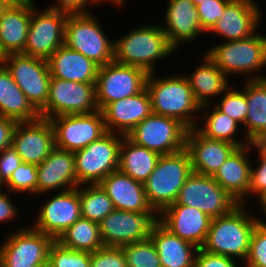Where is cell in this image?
Listing matches in <instances>:
<instances>
[{"mask_svg": "<svg viewBox=\"0 0 266 267\" xmlns=\"http://www.w3.org/2000/svg\"><path fill=\"white\" fill-rule=\"evenodd\" d=\"M239 204L230 213L212 218L206 240L201 249L245 262L252 232L262 217L256 218ZM241 259V260H239Z\"/></svg>", "mask_w": 266, "mask_h": 267, "instance_id": "obj_1", "label": "cell"}, {"mask_svg": "<svg viewBox=\"0 0 266 267\" xmlns=\"http://www.w3.org/2000/svg\"><path fill=\"white\" fill-rule=\"evenodd\" d=\"M146 89L154 114L177 119L188 129L201 126L196 123L201 106L194 99L192 89L184 75L159 78L157 73H150L147 77Z\"/></svg>", "mask_w": 266, "mask_h": 267, "instance_id": "obj_2", "label": "cell"}, {"mask_svg": "<svg viewBox=\"0 0 266 267\" xmlns=\"http://www.w3.org/2000/svg\"><path fill=\"white\" fill-rule=\"evenodd\" d=\"M174 51L161 24L142 25L114 40V61L141 68L148 74L155 73L157 60Z\"/></svg>", "mask_w": 266, "mask_h": 267, "instance_id": "obj_3", "label": "cell"}, {"mask_svg": "<svg viewBox=\"0 0 266 267\" xmlns=\"http://www.w3.org/2000/svg\"><path fill=\"white\" fill-rule=\"evenodd\" d=\"M224 42L205 53L228 78L245 74L247 81L266 79L258 74L266 67V35L257 31L249 38Z\"/></svg>", "mask_w": 266, "mask_h": 267, "instance_id": "obj_4", "label": "cell"}, {"mask_svg": "<svg viewBox=\"0 0 266 267\" xmlns=\"http://www.w3.org/2000/svg\"><path fill=\"white\" fill-rule=\"evenodd\" d=\"M192 172L190 156L185 148L162 155L154 171L143 183L150 206L161 213L175 203L180 189Z\"/></svg>", "mask_w": 266, "mask_h": 267, "instance_id": "obj_5", "label": "cell"}, {"mask_svg": "<svg viewBox=\"0 0 266 267\" xmlns=\"http://www.w3.org/2000/svg\"><path fill=\"white\" fill-rule=\"evenodd\" d=\"M92 13L68 14L64 45L80 52L99 66L114 61V41L105 35L100 22Z\"/></svg>", "mask_w": 266, "mask_h": 267, "instance_id": "obj_6", "label": "cell"}, {"mask_svg": "<svg viewBox=\"0 0 266 267\" xmlns=\"http://www.w3.org/2000/svg\"><path fill=\"white\" fill-rule=\"evenodd\" d=\"M159 224L160 212L152 207L143 212L114 209L98 223L102 243L107 247L149 239Z\"/></svg>", "mask_w": 266, "mask_h": 267, "instance_id": "obj_7", "label": "cell"}, {"mask_svg": "<svg viewBox=\"0 0 266 267\" xmlns=\"http://www.w3.org/2000/svg\"><path fill=\"white\" fill-rule=\"evenodd\" d=\"M122 134L107 132L99 140L73 152L77 184H99L105 177L118 170L119 148Z\"/></svg>", "mask_w": 266, "mask_h": 267, "instance_id": "obj_8", "label": "cell"}, {"mask_svg": "<svg viewBox=\"0 0 266 267\" xmlns=\"http://www.w3.org/2000/svg\"><path fill=\"white\" fill-rule=\"evenodd\" d=\"M32 0V15L22 54L47 60L64 45L65 23L69 13L47 6L38 12Z\"/></svg>", "mask_w": 266, "mask_h": 267, "instance_id": "obj_9", "label": "cell"}, {"mask_svg": "<svg viewBox=\"0 0 266 267\" xmlns=\"http://www.w3.org/2000/svg\"><path fill=\"white\" fill-rule=\"evenodd\" d=\"M188 130L177 119L152 113L126 136L135 144L162 156L183 150Z\"/></svg>", "mask_w": 266, "mask_h": 267, "instance_id": "obj_10", "label": "cell"}, {"mask_svg": "<svg viewBox=\"0 0 266 267\" xmlns=\"http://www.w3.org/2000/svg\"><path fill=\"white\" fill-rule=\"evenodd\" d=\"M95 84L51 77L47 103L39 111L40 117L50 119L55 116L97 111Z\"/></svg>", "mask_w": 266, "mask_h": 267, "instance_id": "obj_11", "label": "cell"}, {"mask_svg": "<svg viewBox=\"0 0 266 267\" xmlns=\"http://www.w3.org/2000/svg\"><path fill=\"white\" fill-rule=\"evenodd\" d=\"M148 73L138 67L112 61L99 66L96 80L98 110L109 103L133 96L146 88Z\"/></svg>", "mask_w": 266, "mask_h": 267, "instance_id": "obj_12", "label": "cell"}, {"mask_svg": "<svg viewBox=\"0 0 266 267\" xmlns=\"http://www.w3.org/2000/svg\"><path fill=\"white\" fill-rule=\"evenodd\" d=\"M173 204L195 207L211 218L230 213L240 203L225 191L212 176L192 172Z\"/></svg>", "mask_w": 266, "mask_h": 267, "instance_id": "obj_13", "label": "cell"}, {"mask_svg": "<svg viewBox=\"0 0 266 267\" xmlns=\"http://www.w3.org/2000/svg\"><path fill=\"white\" fill-rule=\"evenodd\" d=\"M55 138V147L75 152L99 140L107 133L101 110L88 114H69L49 119Z\"/></svg>", "mask_w": 266, "mask_h": 267, "instance_id": "obj_14", "label": "cell"}, {"mask_svg": "<svg viewBox=\"0 0 266 267\" xmlns=\"http://www.w3.org/2000/svg\"><path fill=\"white\" fill-rule=\"evenodd\" d=\"M17 230L0 245V267H37L46 262L54 239L31 226Z\"/></svg>", "mask_w": 266, "mask_h": 267, "instance_id": "obj_15", "label": "cell"}, {"mask_svg": "<svg viewBox=\"0 0 266 267\" xmlns=\"http://www.w3.org/2000/svg\"><path fill=\"white\" fill-rule=\"evenodd\" d=\"M3 65L39 112L46 105L49 93L51 75L47 60L22 53L9 54Z\"/></svg>", "mask_w": 266, "mask_h": 267, "instance_id": "obj_16", "label": "cell"}, {"mask_svg": "<svg viewBox=\"0 0 266 267\" xmlns=\"http://www.w3.org/2000/svg\"><path fill=\"white\" fill-rule=\"evenodd\" d=\"M39 210L33 228L57 240L81 217L78 187L57 192Z\"/></svg>", "mask_w": 266, "mask_h": 267, "instance_id": "obj_17", "label": "cell"}, {"mask_svg": "<svg viewBox=\"0 0 266 267\" xmlns=\"http://www.w3.org/2000/svg\"><path fill=\"white\" fill-rule=\"evenodd\" d=\"M12 147L22 162L39 165L55 148L54 129L49 119L21 122L15 127Z\"/></svg>", "mask_w": 266, "mask_h": 267, "instance_id": "obj_18", "label": "cell"}, {"mask_svg": "<svg viewBox=\"0 0 266 267\" xmlns=\"http://www.w3.org/2000/svg\"><path fill=\"white\" fill-rule=\"evenodd\" d=\"M255 0H231L225 7L223 15L207 32L236 41L249 38L258 31L261 24L262 8Z\"/></svg>", "mask_w": 266, "mask_h": 267, "instance_id": "obj_19", "label": "cell"}, {"mask_svg": "<svg viewBox=\"0 0 266 267\" xmlns=\"http://www.w3.org/2000/svg\"><path fill=\"white\" fill-rule=\"evenodd\" d=\"M212 218L203 211L181 204H172L160 213V223L172 234L201 248Z\"/></svg>", "mask_w": 266, "mask_h": 267, "instance_id": "obj_20", "label": "cell"}, {"mask_svg": "<svg viewBox=\"0 0 266 267\" xmlns=\"http://www.w3.org/2000/svg\"><path fill=\"white\" fill-rule=\"evenodd\" d=\"M74 154L54 148L48 157L37 165V195L56 189L60 192L78 187Z\"/></svg>", "mask_w": 266, "mask_h": 267, "instance_id": "obj_21", "label": "cell"}, {"mask_svg": "<svg viewBox=\"0 0 266 267\" xmlns=\"http://www.w3.org/2000/svg\"><path fill=\"white\" fill-rule=\"evenodd\" d=\"M237 148L226 141L206 138L195 128L189 129L186 135L185 149L192 171L202 175L213 176Z\"/></svg>", "mask_w": 266, "mask_h": 267, "instance_id": "obj_22", "label": "cell"}, {"mask_svg": "<svg viewBox=\"0 0 266 267\" xmlns=\"http://www.w3.org/2000/svg\"><path fill=\"white\" fill-rule=\"evenodd\" d=\"M102 113L107 132L126 136L153 113L149 93L145 88L138 94L111 102L102 110Z\"/></svg>", "mask_w": 266, "mask_h": 267, "instance_id": "obj_23", "label": "cell"}, {"mask_svg": "<svg viewBox=\"0 0 266 267\" xmlns=\"http://www.w3.org/2000/svg\"><path fill=\"white\" fill-rule=\"evenodd\" d=\"M165 10V25L161 26L174 50L180 47L181 42L195 41L196 37L204 34L196 6L191 0H169Z\"/></svg>", "mask_w": 266, "mask_h": 267, "instance_id": "obj_24", "label": "cell"}, {"mask_svg": "<svg viewBox=\"0 0 266 267\" xmlns=\"http://www.w3.org/2000/svg\"><path fill=\"white\" fill-rule=\"evenodd\" d=\"M252 148V143L237 148L212 176L240 204L249 197L251 163L248 154Z\"/></svg>", "mask_w": 266, "mask_h": 267, "instance_id": "obj_25", "label": "cell"}, {"mask_svg": "<svg viewBox=\"0 0 266 267\" xmlns=\"http://www.w3.org/2000/svg\"><path fill=\"white\" fill-rule=\"evenodd\" d=\"M112 200L114 208L130 212H143L151 208L144 185L120 170L112 172L100 183Z\"/></svg>", "mask_w": 266, "mask_h": 267, "instance_id": "obj_26", "label": "cell"}, {"mask_svg": "<svg viewBox=\"0 0 266 267\" xmlns=\"http://www.w3.org/2000/svg\"><path fill=\"white\" fill-rule=\"evenodd\" d=\"M47 63L51 77L81 83H96L99 65L65 45L59 47L47 59Z\"/></svg>", "mask_w": 266, "mask_h": 267, "instance_id": "obj_27", "label": "cell"}, {"mask_svg": "<svg viewBox=\"0 0 266 267\" xmlns=\"http://www.w3.org/2000/svg\"><path fill=\"white\" fill-rule=\"evenodd\" d=\"M201 65L195 71L184 76L192 89L194 99L200 106L211 105V99L221 96L230 87V79L204 53ZM210 100V101H209Z\"/></svg>", "mask_w": 266, "mask_h": 267, "instance_id": "obj_28", "label": "cell"}, {"mask_svg": "<svg viewBox=\"0 0 266 267\" xmlns=\"http://www.w3.org/2000/svg\"><path fill=\"white\" fill-rule=\"evenodd\" d=\"M32 15V0L8 7L0 18V41L7 55L23 53Z\"/></svg>", "mask_w": 266, "mask_h": 267, "instance_id": "obj_29", "label": "cell"}, {"mask_svg": "<svg viewBox=\"0 0 266 267\" xmlns=\"http://www.w3.org/2000/svg\"><path fill=\"white\" fill-rule=\"evenodd\" d=\"M156 247L162 267H193L198 247L179 238L161 223L149 237Z\"/></svg>", "mask_w": 266, "mask_h": 267, "instance_id": "obj_30", "label": "cell"}, {"mask_svg": "<svg viewBox=\"0 0 266 267\" xmlns=\"http://www.w3.org/2000/svg\"><path fill=\"white\" fill-rule=\"evenodd\" d=\"M0 116L18 123L40 117L4 65H0Z\"/></svg>", "mask_w": 266, "mask_h": 267, "instance_id": "obj_31", "label": "cell"}, {"mask_svg": "<svg viewBox=\"0 0 266 267\" xmlns=\"http://www.w3.org/2000/svg\"><path fill=\"white\" fill-rule=\"evenodd\" d=\"M160 154L139 146L127 136H123L119 148L118 170L135 181L144 183L157 165Z\"/></svg>", "mask_w": 266, "mask_h": 267, "instance_id": "obj_32", "label": "cell"}, {"mask_svg": "<svg viewBox=\"0 0 266 267\" xmlns=\"http://www.w3.org/2000/svg\"><path fill=\"white\" fill-rule=\"evenodd\" d=\"M245 82L248 110L242 127L245 128L246 139L252 143L260 135L266 134V79Z\"/></svg>", "mask_w": 266, "mask_h": 267, "instance_id": "obj_33", "label": "cell"}, {"mask_svg": "<svg viewBox=\"0 0 266 267\" xmlns=\"http://www.w3.org/2000/svg\"><path fill=\"white\" fill-rule=\"evenodd\" d=\"M206 107H208V105L200 107V110H202L200 113L205 116V118L203 117L201 119L206 120L200 122L201 125L203 124V127L201 126L200 128L198 125L195 127L201 135L209 139L232 143L238 148L251 144L245 136L243 139L244 141L240 138L237 139L236 134H239L238 129L242 127L235 120L221 112L216 106L212 107L211 112L208 111Z\"/></svg>", "mask_w": 266, "mask_h": 267, "instance_id": "obj_34", "label": "cell"}, {"mask_svg": "<svg viewBox=\"0 0 266 267\" xmlns=\"http://www.w3.org/2000/svg\"><path fill=\"white\" fill-rule=\"evenodd\" d=\"M56 241L68 249L89 253L104 247L98 223L83 217L64 231Z\"/></svg>", "mask_w": 266, "mask_h": 267, "instance_id": "obj_35", "label": "cell"}, {"mask_svg": "<svg viewBox=\"0 0 266 267\" xmlns=\"http://www.w3.org/2000/svg\"><path fill=\"white\" fill-rule=\"evenodd\" d=\"M78 193L83 218L99 223L115 209L112 200L99 184L80 185Z\"/></svg>", "mask_w": 266, "mask_h": 267, "instance_id": "obj_36", "label": "cell"}, {"mask_svg": "<svg viewBox=\"0 0 266 267\" xmlns=\"http://www.w3.org/2000/svg\"><path fill=\"white\" fill-rule=\"evenodd\" d=\"M127 267H162L151 239L121 246Z\"/></svg>", "mask_w": 266, "mask_h": 267, "instance_id": "obj_37", "label": "cell"}, {"mask_svg": "<svg viewBox=\"0 0 266 267\" xmlns=\"http://www.w3.org/2000/svg\"><path fill=\"white\" fill-rule=\"evenodd\" d=\"M242 91L232 88L227 89L222 96L219 97V101L214 103L221 112L230 116L239 125L245 123V118L248 110V103L245 97V83L241 89Z\"/></svg>", "mask_w": 266, "mask_h": 267, "instance_id": "obj_38", "label": "cell"}, {"mask_svg": "<svg viewBox=\"0 0 266 267\" xmlns=\"http://www.w3.org/2000/svg\"><path fill=\"white\" fill-rule=\"evenodd\" d=\"M48 260L53 267H91V253L68 249L56 240L50 245Z\"/></svg>", "mask_w": 266, "mask_h": 267, "instance_id": "obj_39", "label": "cell"}, {"mask_svg": "<svg viewBox=\"0 0 266 267\" xmlns=\"http://www.w3.org/2000/svg\"><path fill=\"white\" fill-rule=\"evenodd\" d=\"M6 185V186H5ZM7 192L29 193L37 195V165L22 162L3 185Z\"/></svg>", "mask_w": 266, "mask_h": 267, "instance_id": "obj_40", "label": "cell"}, {"mask_svg": "<svg viewBox=\"0 0 266 267\" xmlns=\"http://www.w3.org/2000/svg\"><path fill=\"white\" fill-rule=\"evenodd\" d=\"M245 264V267H266V222L264 219L252 232Z\"/></svg>", "mask_w": 266, "mask_h": 267, "instance_id": "obj_41", "label": "cell"}, {"mask_svg": "<svg viewBox=\"0 0 266 267\" xmlns=\"http://www.w3.org/2000/svg\"><path fill=\"white\" fill-rule=\"evenodd\" d=\"M231 0H204L196 6L201 28L208 32L223 15L226 5Z\"/></svg>", "mask_w": 266, "mask_h": 267, "instance_id": "obj_42", "label": "cell"}, {"mask_svg": "<svg viewBox=\"0 0 266 267\" xmlns=\"http://www.w3.org/2000/svg\"><path fill=\"white\" fill-rule=\"evenodd\" d=\"M91 267H127L121 247L104 246L91 253Z\"/></svg>", "mask_w": 266, "mask_h": 267, "instance_id": "obj_43", "label": "cell"}, {"mask_svg": "<svg viewBox=\"0 0 266 267\" xmlns=\"http://www.w3.org/2000/svg\"><path fill=\"white\" fill-rule=\"evenodd\" d=\"M239 262L231 257L208 253L198 249L193 267H242Z\"/></svg>", "mask_w": 266, "mask_h": 267, "instance_id": "obj_44", "label": "cell"}, {"mask_svg": "<svg viewBox=\"0 0 266 267\" xmlns=\"http://www.w3.org/2000/svg\"><path fill=\"white\" fill-rule=\"evenodd\" d=\"M22 163L21 157L10 146L0 153V183L3 186Z\"/></svg>", "mask_w": 266, "mask_h": 267, "instance_id": "obj_45", "label": "cell"}, {"mask_svg": "<svg viewBox=\"0 0 266 267\" xmlns=\"http://www.w3.org/2000/svg\"><path fill=\"white\" fill-rule=\"evenodd\" d=\"M257 152L259 155L256 159L259 163H257L258 167L256 165V168L251 165L249 197L251 194L253 197L258 196L266 189V157L258 150Z\"/></svg>", "mask_w": 266, "mask_h": 267, "instance_id": "obj_46", "label": "cell"}, {"mask_svg": "<svg viewBox=\"0 0 266 267\" xmlns=\"http://www.w3.org/2000/svg\"><path fill=\"white\" fill-rule=\"evenodd\" d=\"M51 5L69 14L91 13L86 8L88 4L97 5L96 0H55Z\"/></svg>", "mask_w": 266, "mask_h": 267, "instance_id": "obj_47", "label": "cell"}, {"mask_svg": "<svg viewBox=\"0 0 266 267\" xmlns=\"http://www.w3.org/2000/svg\"><path fill=\"white\" fill-rule=\"evenodd\" d=\"M18 122L0 116V153L7 147L12 146L13 134Z\"/></svg>", "mask_w": 266, "mask_h": 267, "instance_id": "obj_48", "label": "cell"}, {"mask_svg": "<svg viewBox=\"0 0 266 267\" xmlns=\"http://www.w3.org/2000/svg\"><path fill=\"white\" fill-rule=\"evenodd\" d=\"M5 190L0 189V223H7L11 220L16 219L18 217V209L17 206L12 202L10 194H8ZM8 194V195H7ZM11 199V200H10Z\"/></svg>", "mask_w": 266, "mask_h": 267, "instance_id": "obj_49", "label": "cell"}, {"mask_svg": "<svg viewBox=\"0 0 266 267\" xmlns=\"http://www.w3.org/2000/svg\"><path fill=\"white\" fill-rule=\"evenodd\" d=\"M252 144L253 150H258L266 157V134L260 135Z\"/></svg>", "mask_w": 266, "mask_h": 267, "instance_id": "obj_50", "label": "cell"}, {"mask_svg": "<svg viewBox=\"0 0 266 267\" xmlns=\"http://www.w3.org/2000/svg\"><path fill=\"white\" fill-rule=\"evenodd\" d=\"M258 206L260 205V211H263V214L266 217V189L261 192L258 196Z\"/></svg>", "mask_w": 266, "mask_h": 267, "instance_id": "obj_51", "label": "cell"}, {"mask_svg": "<svg viewBox=\"0 0 266 267\" xmlns=\"http://www.w3.org/2000/svg\"><path fill=\"white\" fill-rule=\"evenodd\" d=\"M28 1L29 0H0V3L4 4L7 7H16Z\"/></svg>", "mask_w": 266, "mask_h": 267, "instance_id": "obj_52", "label": "cell"}, {"mask_svg": "<svg viewBox=\"0 0 266 267\" xmlns=\"http://www.w3.org/2000/svg\"><path fill=\"white\" fill-rule=\"evenodd\" d=\"M97 2H98V4L100 5H102V3H104L105 4V2H108V3H111V5L112 4H116V5H118V6H121V5H123L124 3H125V1L124 0H96Z\"/></svg>", "mask_w": 266, "mask_h": 267, "instance_id": "obj_53", "label": "cell"}, {"mask_svg": "<svg viewBox=\"0 0 266 267\" xmlns=\"http://www.w3.org/2000/svg\"><path fill=\"white\" fill-rule=\"evenodd\" d=\"M7 56L8 55L5 53V51L2 47L1 41H0V65H3Z\"/></svg>", "mask_w": 266, "mask_h": 267, "instance_id": "obj_54", "label": "cell"}, {"mask_svg": "<svg viewBox=\"0 0 266 267\" xmlns=\"http://www.w3.org/2000/svg\"><path fill=\"white\" fill-rule=\"evenodd\" d=\"M8 7L5 6L4 4L0 3V18L2 17L4 11L7 9Z\"/></svg>", "mask_w": 266, "mask_h": 267, "instance_id": "obj_55", "label": "cell"}, {"mask_svg": "<svg viewBox=\"0 0 266 267\" xmlns=\"http://www.w3.org/2000/svg\"><path fill=\"white\" fill-rule=\"evenodd\" d=\"M37 267H53V265L49 262V260H47L46 262L41 265H38Z\"/></svg>", "mask_w": 266, "mask_h": 267, "instance_id": "obj_56", "label": "cell"}, {"mask_svg": "<svg viewBox=\"0 0 266 267\" xmlns=\"http://www.w3.org/2000/svg\"><path fill=\"white\" fill-rule=\"evenodd\" d=\"M192 2H193V4L195 5V6H197V5H199L200 3H202V1H204V0H191Z\"/></svg>", "mask_w": 266, "mask_h": 267, "instance_id": "obj_57", "label": "cell"}]
</instances>
